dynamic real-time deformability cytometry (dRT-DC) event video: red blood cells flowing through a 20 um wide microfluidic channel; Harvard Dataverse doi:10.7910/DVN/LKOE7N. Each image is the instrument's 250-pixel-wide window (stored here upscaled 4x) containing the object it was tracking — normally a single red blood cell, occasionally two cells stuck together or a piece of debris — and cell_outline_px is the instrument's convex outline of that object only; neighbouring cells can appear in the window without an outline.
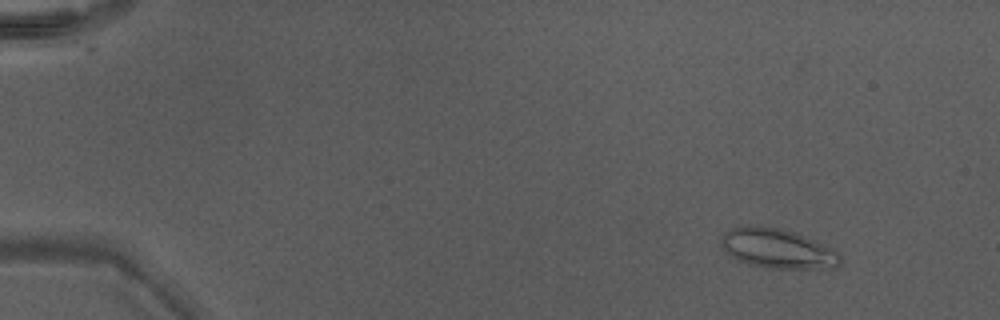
{"species": "Egyptian fruit bat (a non-hibernating species)", "species_latin": "Rousettus aegyptiacus", "temperature_condition": "warm", "stored_images_in_passage": 49, "camera_frame_rate_fps": 3000, "um_per_image_px": 0.085, "animal": {"sex": "male"}, "frame": {"image": 1, "passage_image": 6, "time_ms": 1.667, "image_size_px": [1000, 320], "cell_outline_px": [[844, 260], [836, 268], [764, 268], [748, 264], [736, 260], [720, 248], [720, 236], [724, 232], [732, 228], [748, 224], [780, 228], [796, 232], [824, 244], [836, 252]], "centroid_in_image_um": [66.04, 21.12], "position_along_channel_um": 19.0, "area_um2": 28.03}}
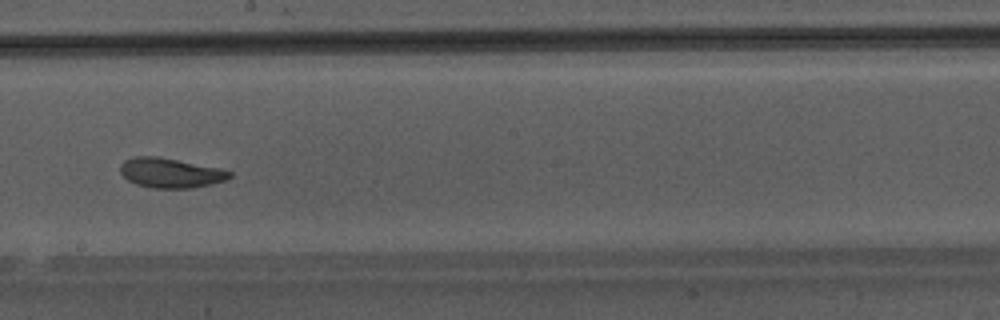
{"frame": {"image": 2, "passage_image": 30, "time_ms": 9.667, "image_size_px": [1000, 320], "cell_outline_px": [[232, 176], [224, 180], [212, 184], [192, 188], [152, 188], [136, 184], [128, 180], [120, 172], [120, 164], [124, 160], [132, 156], [156, 156], [220, 168], [232, 172]], "centroid_in_image_um": [14.47, 14.69], "position_along_channel_um": 233.7, "area_um2": 18.96}}
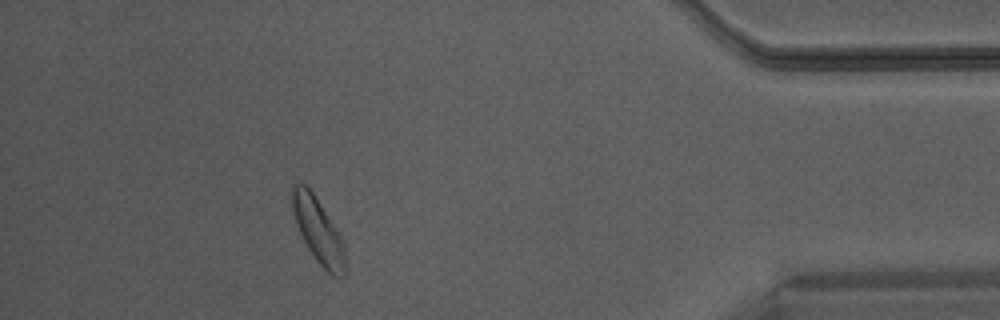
{"frame": {"image": 3, "passage_image": 45, "time_ms": 14.667, "image_size_px": [1000, 320], "cell_outline_px": [[344, 276], [332, 276], [316, 260], [308, 248], [296, 224], [292, 208], [292, 184], [304, 184], [312, 192], [340, 232], [344, 240]], "centroid_in_image_um": [27.06, 19.6], "position_along_channel_um": 408.1, "area_um2": 19.77}}